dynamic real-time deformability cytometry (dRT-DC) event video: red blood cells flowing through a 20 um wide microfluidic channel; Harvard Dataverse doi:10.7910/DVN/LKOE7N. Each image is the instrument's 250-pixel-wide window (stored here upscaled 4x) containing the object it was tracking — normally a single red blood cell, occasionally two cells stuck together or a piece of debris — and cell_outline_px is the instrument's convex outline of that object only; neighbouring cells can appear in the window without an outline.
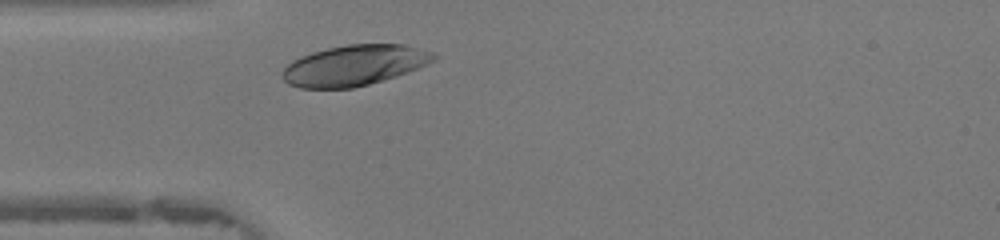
{"species": "human", "species_latin": "Homo sapiens", "temperature_condition": "warm", "stored_images_in_passage": 26, "camera_frame_rate_fps": 3000, "um_per_image_px": 0.085, "donor": {"sex": "female"}, "frame": {"image": 1, "passage_image": 3, "time_ms": 0.667, "image_size_px": [1000, 240], "cell_outline_px": [[440, 56], [436, 60], [428, 64], [408, 72], [396, 76], [368, 84], [352, 88], [300, 88], [288, 84], [284, 80], [280, 72], [292, 60], [300, 56], [312, 52], [328, 48], [348, 44], [404, 44], [432, 52]], "centroid_in_image_um": [30.12, 5.55], "position_along_channel_um": 54.9, "area_um2": 35.89}}
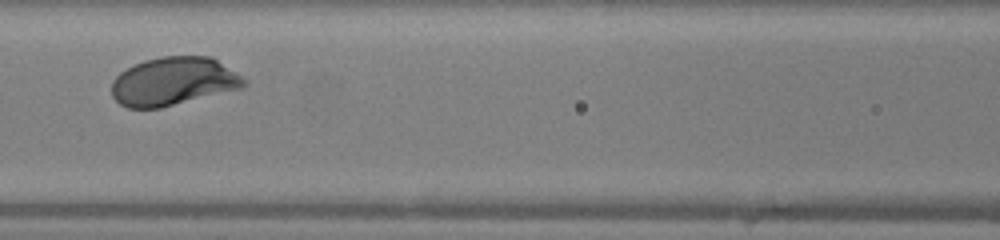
{"frame": {"image": 2, "passage_image": 10, "time_ms": 3.0, "image_size_px": [1000, 240], "cell_outline_px": [[248, 84], [244, 88], [160, 108], [128, 108], [120, 104], [112, 96], [112, 80], [120, 72], [144, 60], [160, 56], [212, 56], [248, 80]], "centroid_in_image_um": [14.78, 6.92], "position_along_channel_um": 151.8, "area_um2": 37.57}}
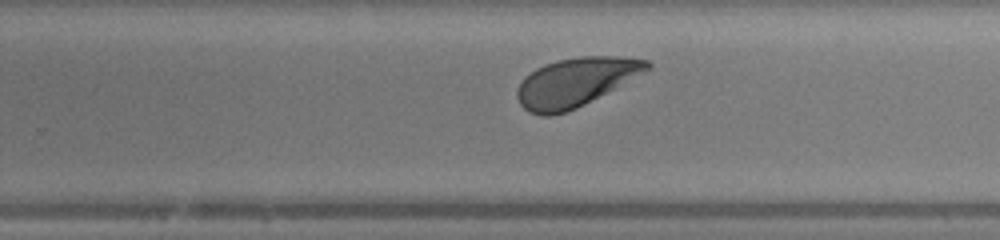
{"frame": {"image": 3, "passage_image": 19, "time_ms": 6.0, "image_size_px": [1000, 240], "cell_outline_px": [[652, 68], [584, 104], [576, 108], [552, 116], [544, 116], [528, 112], [520, 104], [516, 96], [516, 92], [524, 76], [536, 68], [544, 64], [556, 60], [580, 56], [616, 56], [648, 60], [652, 64]], "centroid_in_image_um": [48.89, 6.97], "position_along_channel_um": 280.9, "area_um2": 36.7}, "authors_computed_cell_mechanics": {"area_um2": 36.992, "velocity_mm_per_s": 4.3026, "shape_relaxation_time_tau1_ms": 0.903, "shape_relaxation_time_tau2_ms": 6.7897, "deformation_change_tau1": 0.0919, "deformation_change_tau2": 0.1663}}